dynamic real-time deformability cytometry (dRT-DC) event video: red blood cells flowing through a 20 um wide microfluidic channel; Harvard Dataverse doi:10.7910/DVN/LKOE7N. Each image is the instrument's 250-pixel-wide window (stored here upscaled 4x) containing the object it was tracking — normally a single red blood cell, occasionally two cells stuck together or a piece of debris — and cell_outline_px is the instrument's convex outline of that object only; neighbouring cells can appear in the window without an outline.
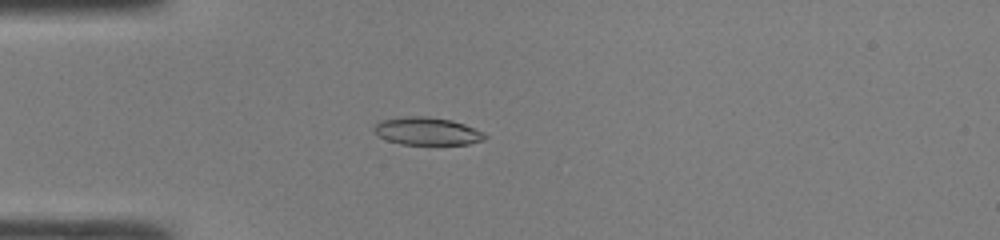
{"species": "common noctule bat (a hibernating species)", "species_latin": "Nyctalus noctula", "temperature_condition": "room temperature", "stored_images_in_passage": 47, "camera_frame_rate_fps": 3000, "um_per_image_px": 0.085, "animal": {"sex": "male", "body_mass_g": 19.0, "forearm_length_mm": 50.8}, "frame": {"image": 1, "passage_image": 13, "time_ms": 4.0, "image_size_px": [1000, 240], "cell_outline_px": [[488, 136], [484, 140], [468, 144], [400, 144], [376, 136], [372, 132], [372, 128], [380, 120], [404, 116], [428, 116], [452, 120], [464, 124], [484, 132]], "centroid_in_image_um": [36.27, 11.14], "position_along_channel_um": 48.7, "area_um2": 18.15}}
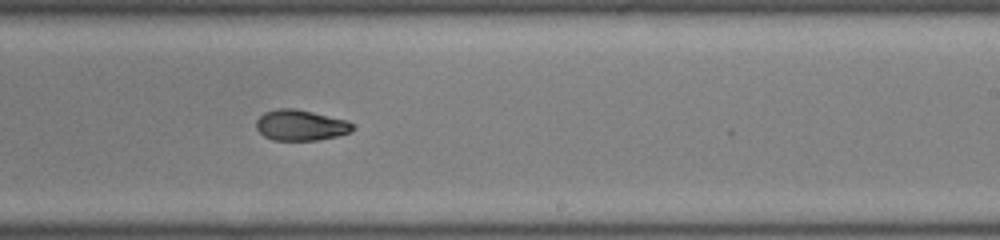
{"frame": {"image": 2, "passage_image": 29, "time_ms": 9.333, "image_size_px": [1000, 240], "cell_outline_px": [[352, 128], [348, 132], [336, 136], [316, 140], [272, 140], [264, 136], [256, 128], [256, 120], [264, 112], [276, 108], [296, 108], [348, 120], [352, 124]], "centroid_in_image_um": [25.51, 10.63], "position_along_channel_um": 263.5, "area_um2": 17.22}}
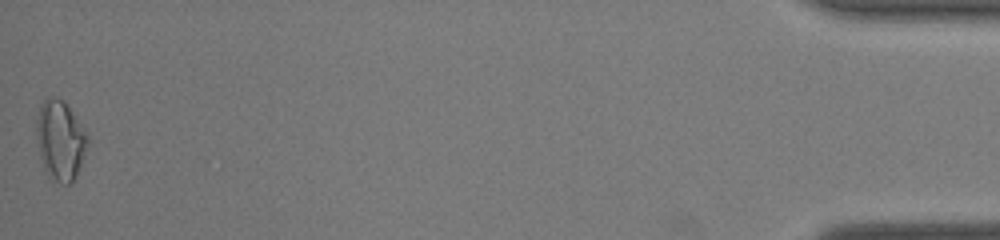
{"frame": {"image": 3, "passage_image": 47, "time_ms": 15.333, "image_size_px": [1000, 240], "cell_outline_px": [[88, 144], [76, 176], [68, 184], [60, 184], [48, 180], [40, 156], [36, 136], [36, 120], [40, 104], [48, 96], [56, 96], [64, 100], [88, 136]], "centroid_in_image_um": [5.09, 11.93], "position_along_channel_um": 430.1, "area_um2": 23.93}, "authors_computed_cell_mechanics": {"area_um2": 18.2648, "velocity_mm_per_s": 4.315, "shape_relaxation_time_tau1_ms": null, "shape_relaxation_time_tau2_ms": 2.6623, "deformation_change_tau1": null, "deformation_change_tau2": 0.071}}